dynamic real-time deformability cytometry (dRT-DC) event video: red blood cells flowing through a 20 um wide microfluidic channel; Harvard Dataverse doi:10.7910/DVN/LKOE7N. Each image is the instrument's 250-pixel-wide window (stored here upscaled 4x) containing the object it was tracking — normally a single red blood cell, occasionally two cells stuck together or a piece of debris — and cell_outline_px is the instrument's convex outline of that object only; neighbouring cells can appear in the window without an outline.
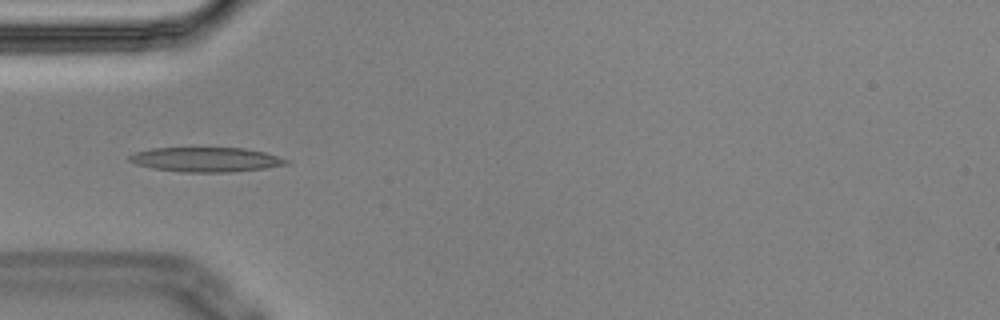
{"species": "Egyptian fruit bat (a non-hibernating species)", "species_latin": "Rousettus aegyptiacus", "temperature_condition": "cold", "stored_images_in_passage": 13, "camera_frame_rate_fps": 3000, "um_per_image_px": 0.085, "animal": {"sex": "male"}, "frame": {"image": 1, "passage_image": 3, "time_ms": 0.667, "image_size_px": [1000, 320], "cell_outline_px": [[288, 164], [264, 168], [232, 172], [180, 172], [152, 168], [136, 164], [128, 160], [128, 156], [136, 152], [152, 148], [244, 148], [264, 152], [288, 160]], "centroid_in_image_um": [17.47, 13.56], "position_along_channel_um": 67.5, "area_um2": 22.31}}
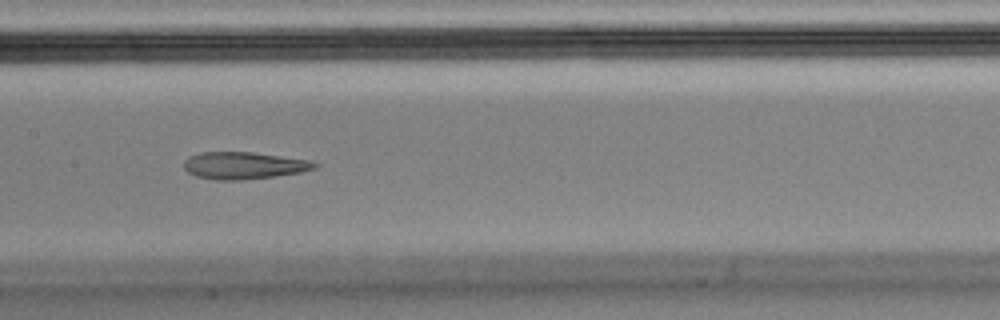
{"frame": {"image": 2, "passage_image": 6, "time_ms": 1.667, "image_size_px": [1000, 320], "cell_outline_px": [[320, 164], [316, 168], [300, 172], [272, 176], [240, 180], [216, 180], [196, 176], [188, 172], [184, 168], [184, 160], [200, 152], [252, 152], [312, 160]], "centroid_in_image_um": [20.75, 14.06], "position_along_channel_um": 186.7, "area_um2": 20.58}}